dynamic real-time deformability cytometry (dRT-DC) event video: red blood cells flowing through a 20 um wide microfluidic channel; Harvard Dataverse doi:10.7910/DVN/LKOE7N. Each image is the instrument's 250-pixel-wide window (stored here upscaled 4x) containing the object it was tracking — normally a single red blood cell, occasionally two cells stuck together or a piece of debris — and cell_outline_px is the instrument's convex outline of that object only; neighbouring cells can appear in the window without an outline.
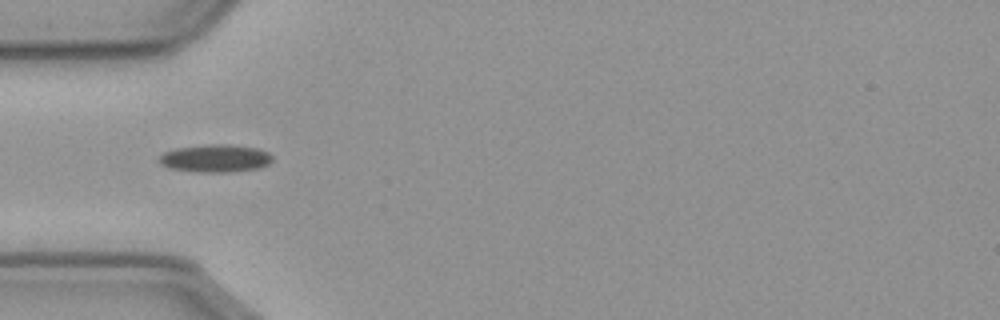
{"species": "common noctule bat (a hibernating species)", "species_latin": "Nyctalus noctula", "temperature_condition": "cold", "stored_images_in_passage": 40, "camera_frame_rate_fps": 3000, "um_per_image_px": 0.085, "animal": {"sex": "male", "body_mass_g": 23.1, "forearm_length_mm": 52.7}, "frame": {"image": 1, "passage_image": 1, "time_ms": 0.0, "image_size_px": [1000, 320], "cell_outline_px": [[272, 160], [268, 164], [260, 168], [224, 172], [204, 172], [168, 168], [160, 164], [156, 160], [164, 152], [176, 148], [208, 144], [228, 144], [256, 148], [268, 152], [272, 156]], "centroid_in_image_um": [18.28, 13.45], "position_along_channel_um": 66.7, "area_um2": 18.26}}
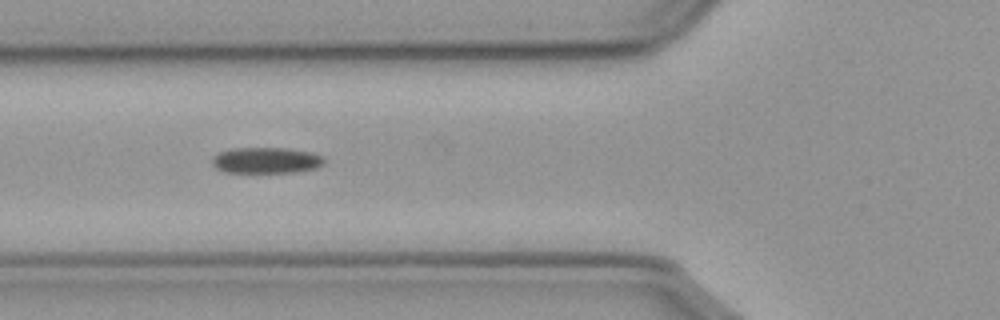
{"frame": {"image": 2, "passage_image": 4, "time_ms": 1.0, "image_size_px": [1000, 320], "cell_outline_px": [[324, 164], [316, 168], [296, 172], [224, 172], [216, 168], [212, 164], [212, 160], [220, 152], [232, 148], [284, 148], [312, 152], [324, 156]], "centroid_in_image_um": [22.66, 13.63], "position_along_channel_um": 103.1, "area_um2": 16.94}}
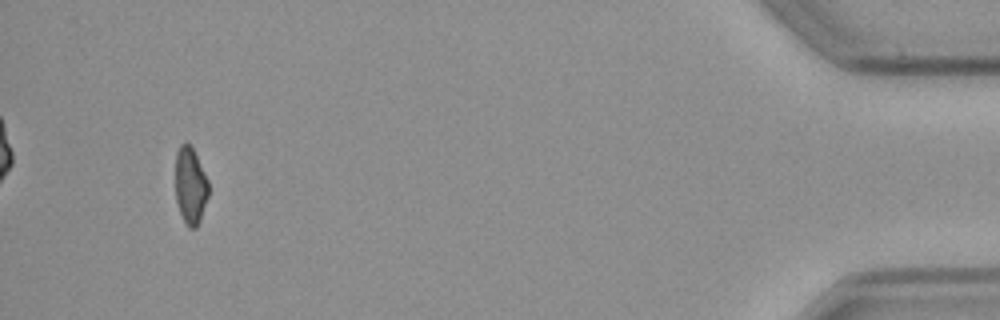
{"frame": {"image": 3, "passage_image": 37, "time_ms": 12.0, "image_size_px": [1000, 320], "cell_outline_px": [[208, 196], [200, 220], [196, 228], [188, 228], [180, 212], [176, 200], [176, 152], [180, 144], [184, 140], [192, 148], [208, 180]], "centroid_in_image_um": [16.18, 15.78], "position_along_channel_um": 419.0, "area_um2": 14.68}}